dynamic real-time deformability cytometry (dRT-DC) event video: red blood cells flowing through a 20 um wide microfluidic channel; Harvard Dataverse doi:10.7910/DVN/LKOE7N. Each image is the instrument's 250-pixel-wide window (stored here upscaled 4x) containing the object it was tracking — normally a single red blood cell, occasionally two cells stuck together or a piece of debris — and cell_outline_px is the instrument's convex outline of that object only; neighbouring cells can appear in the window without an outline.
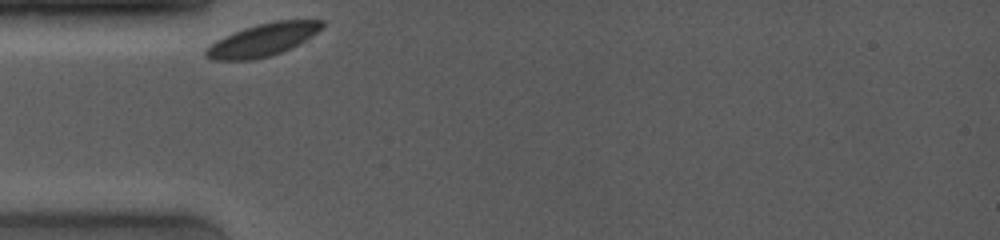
{"species": "common noctule bat (a hibernating species)", "species_latin": "Nyctalus noctula", "temperature_condition": "room temperature", "stored_images_in_passage": 29, "camera_frame_rate_fps": 4000, "um_per_image_px": 0.085, "animal": {"sex": "female", "body_mass_g": 19.0, "forearm_length_mm": 53.3}, "frame": {"image": 1, "passage_image": 1, "time_ms": 0.0, "image_size_px": [1000, 240], "cell_outline_px": [[324, 28], [304, 40], [280, 52], [268, 56], [252, 60], [212, 60], [204, 56], [204, 52], [216, 40], [224, 36], [244, 28], [276, 20], [324, 20]], "centroid_in_image_um": [22.32, 3.38], "position_along_channel_um": 62.7, "area_um2": 21.68}}
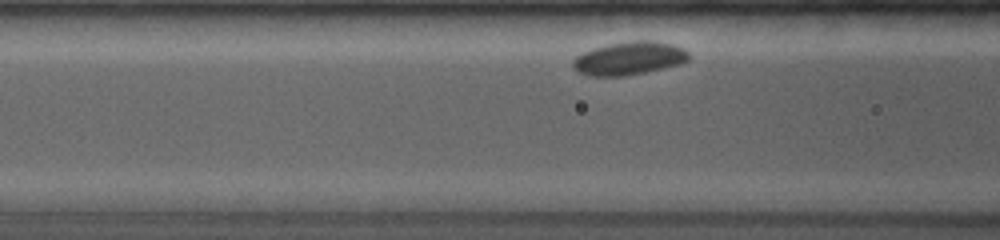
{"frame": {"image": 2, "passage_image": 7, "time_ms": 1.5, "image_size_px": [1000, 240], "cell_outline_px": [[692, 56], [688, 60], [680, 64], [644, 72], [624, 76], [588, 76], [572, 68], [572, 60], [576, 56], [592, 48], [608, 44], [636, 40], [652, 40], [676, 44], [684, 48]], "centroid_in_image_um": [53.5, 4.94], "position_along_channel_um": 113.1, "area_um2": 22.66}}